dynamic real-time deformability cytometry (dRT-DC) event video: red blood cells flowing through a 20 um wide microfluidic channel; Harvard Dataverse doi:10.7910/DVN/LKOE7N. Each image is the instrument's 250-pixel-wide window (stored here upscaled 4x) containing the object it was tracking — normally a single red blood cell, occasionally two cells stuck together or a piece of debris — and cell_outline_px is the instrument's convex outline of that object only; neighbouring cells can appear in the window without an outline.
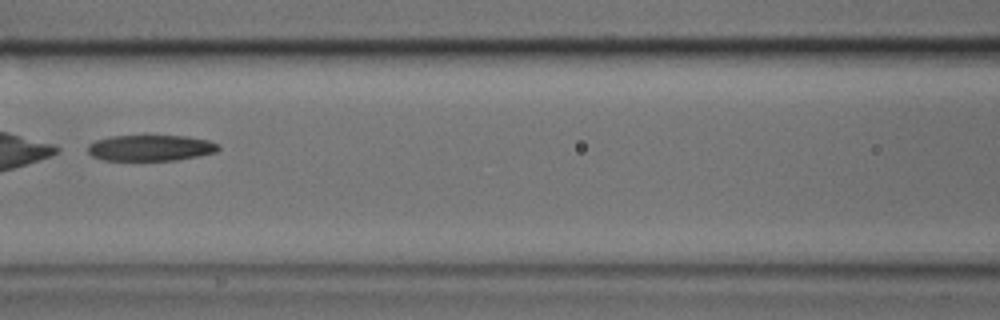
{"species": "common noctule bat (a hibernating species)", "species_latin": "Nyctalus noctula", "temperature_condition": "cold", "stored_images_in_passage": 45, "camera_frame_rate_fps": 3000, "um_per_image_px": 0.085, "animal": {"sex": "male", "body_mass_g": 17.9, "forearm_length_mm": 54.2}, "frame": {"image": 1, "passage_image": 19, "time_ms": 6.0, "image_size_px": [1000, 320], "cell_outline_px": [[220, 148], [216, 152], [176, 160], [104, 160], [92, 156], [88, 152], [88, 144], [96, 140], [112, 136], [188, 136], [208, 140], [216, 144]], "centroid_in_image_um": [12.78, 12.57], "position_along_channel_um": 153.8, "area_um2": 19.59}}
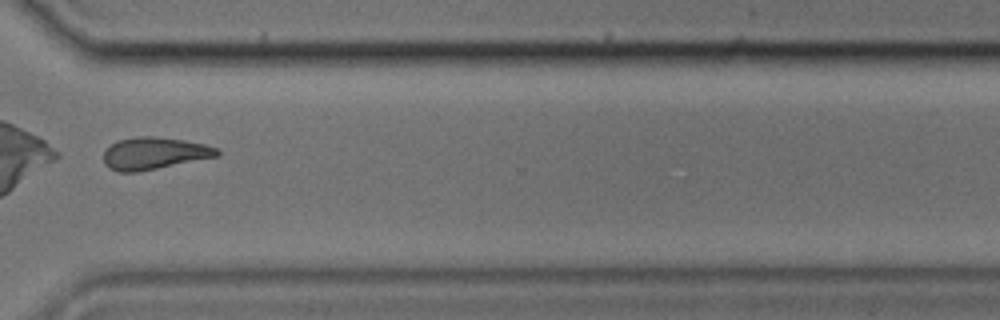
{"frame": {"image": 2, "passage_image": 34, "time_ms": 11.0, "image_size_px": [1000, 320], "cell_outline_px": [[220, 156], [140, 172], [120, 172], [108, 168], [104, 164], [104, 152], [116, 140], [136, 136], [156, 136], [184, 140], [204, 144], [220, 148]], "centroid_in_image_um": [13.14, 13.04], "position_along_channel_um": 357.5, "area_um2": 21.62}}